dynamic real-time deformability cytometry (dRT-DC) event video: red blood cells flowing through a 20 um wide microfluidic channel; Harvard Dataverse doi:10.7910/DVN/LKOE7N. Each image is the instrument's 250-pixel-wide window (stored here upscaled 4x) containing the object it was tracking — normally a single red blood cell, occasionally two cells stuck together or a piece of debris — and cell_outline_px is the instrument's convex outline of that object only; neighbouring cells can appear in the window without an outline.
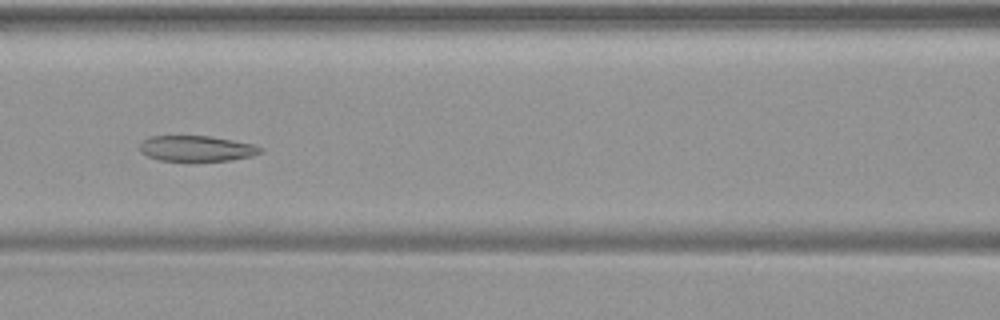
{"species": "common noctule bat (a hibernating species)", "species_latin": "Nyctalus noctula", "temperature_condition": "warm", "stored_images_in_passage": 51, "camera_frame_rate_fps": 3000, "um_per_image_px": 0.085, "animal": {"sex": "female", "body_mass_g": 19.9}, "frame": {"image": 1, "passage_image": 23, "time_ms": 7.333, "image_size_px": [1000, 320], "cell_outline_px": [[264, 148], [260, 152], [252, 156], [232, 160], [160, 160], [148, 156], [140, 152], [140, 144], [148, 136], [212, 136], [252, 144]], "centroid_in_image_um": [16.7, 12.61], "position_along_channel_um": 149.9, "area_um2": 17.8}}
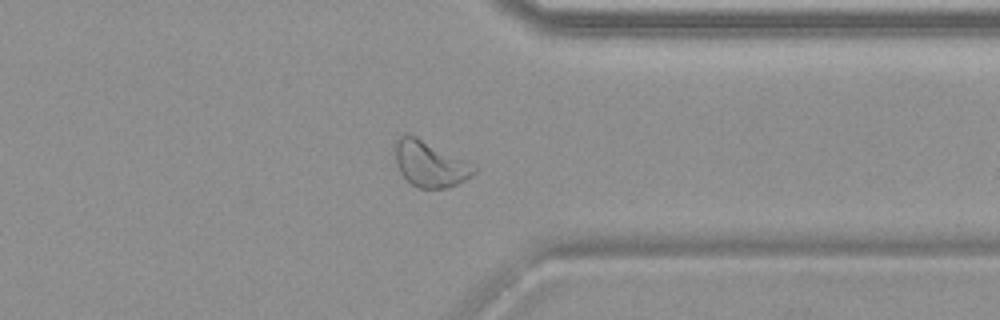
{"frame": {"image": 2, "passage_image": 40, "time_ms": 13.0, "image_size_px": [1000, 320], "cell_outline_px": [[476, 172], [464, 180], [456, 184], [444, 188], [420, 188], [412, 184], [400, 172], [396, 164], [396, 140], [400, 136], [416, 136], [476, 164]], "centroid_in_image_um": [36.59, 13.93], "position_along_channel_um": 374.8, "area_um2": 20.81}}
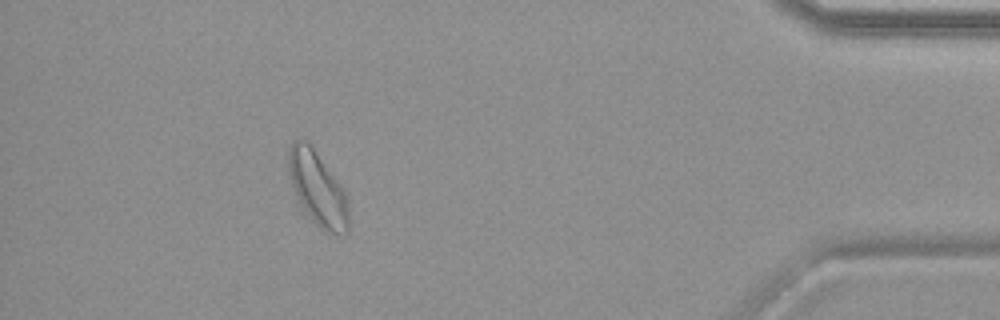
{"frame": {"image": 3, "passage_image": 46, "time_ms": 15.0, "image_size_px": [1000, 320], "cell_outline_px": [[348, 232], [344, 236], [324, 232], [300, 216], [288, 172], [288, 148], [292, 140], [304, 140], [312, 148], [348, 196]], "centroid_in_image_um": [26.94, 16.18], "position_along_channel_um": 408.3, "area_um2": 26.88}}